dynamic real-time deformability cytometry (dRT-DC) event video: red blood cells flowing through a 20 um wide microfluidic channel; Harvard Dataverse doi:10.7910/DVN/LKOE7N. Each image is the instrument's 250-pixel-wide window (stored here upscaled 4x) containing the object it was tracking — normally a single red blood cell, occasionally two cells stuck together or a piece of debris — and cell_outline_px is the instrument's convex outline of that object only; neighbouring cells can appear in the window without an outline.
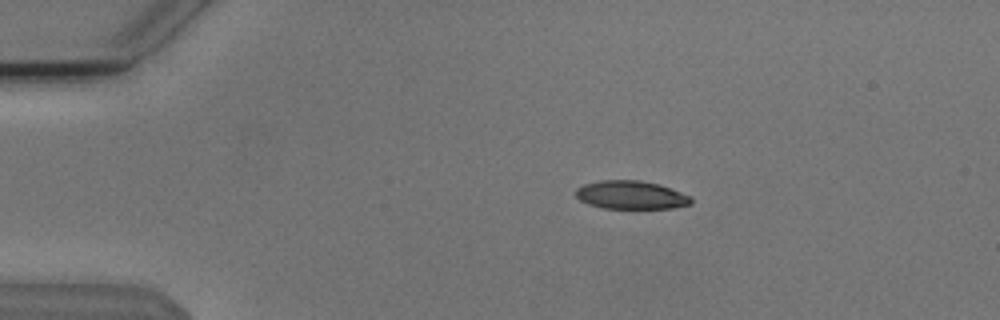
{"species": "Egyptian fruit bat (a non-hibernating species)", "species_latin": "Rousettus aegyptiacus", "temperature_condition": "cold", "stored_images_in_passage": 6, "camera_frame_rate_fps": 3000, "um_per_image_px": 0.085, "animal": {"sex": "male"}, "frame": {"image": 1, "passage_image": 3, "time_ms": 0.667, "image_size_px": [1000, 320], "cell_outline_px": [[692, 204], [672, 208], [604, 208], [588, 204], [580, 200], [576, 196], [576, 188], [584, 184], [600, 180], [640, 180], [660, 184], [692, 196]], "centroid_in_image_um": [53.66, 16.56], "position_along_channel_um": 31.3, "area_um2": 19.13}}